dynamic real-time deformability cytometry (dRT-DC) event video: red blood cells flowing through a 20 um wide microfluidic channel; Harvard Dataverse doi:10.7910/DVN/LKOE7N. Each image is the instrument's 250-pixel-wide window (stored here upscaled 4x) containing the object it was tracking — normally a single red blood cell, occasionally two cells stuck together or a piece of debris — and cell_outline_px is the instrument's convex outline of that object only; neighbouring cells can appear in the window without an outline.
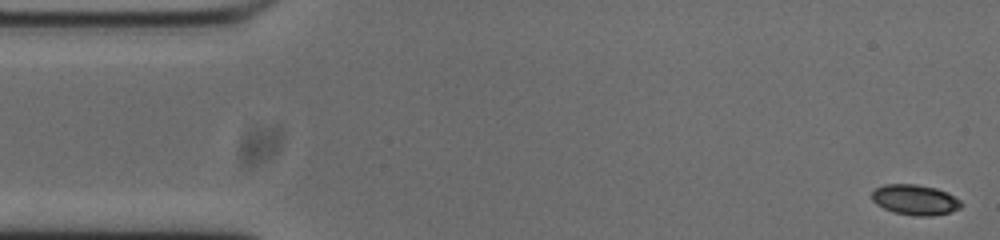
{"species": "common noctule bat (a hibernating species)", "species_latin": "Nyctalus noctula", "temperature_condition": "cold", "stored_images_in_passage": 52, "camera_frame_rate_fps": 3000, "um_per_image_px": 0.085, "animal": {"sex": "male", "body_mass_g": 20.0, "forearm_length_mm": 53.3}, "frame": {"image": 1, "passage_image": 1, "time_ms": 0.0, "image_size_px": [1000, 240], "cell_outline_px": [[960, 208], [948, 212], [928, 216], [916, 216], [896, 212], [884, 208], [876, 204], [872, 200], [872, 192], [876, 188], [884, 184], [916, 184], [936, 188], [960, 200]], "centroid_in_image_um": [77.73, 16.97], "position_along_channel_um": 7.3, "area_um2": 15.43}}
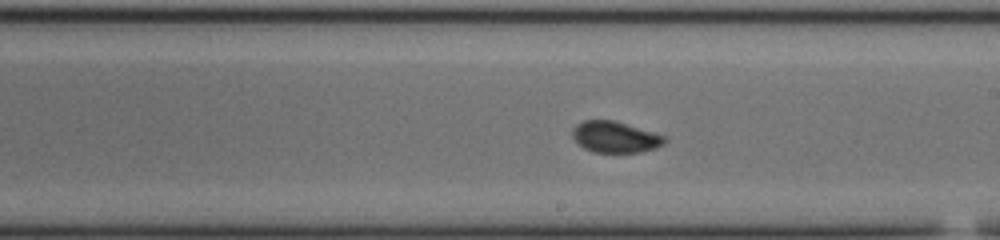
{"frame": {"image": 2, "passage_image": 29, "time_ms": 9.333, "image_size_px": [1000, 240], "cell_outline_px": [[668, 140], [664, 144], [656, 148], [640, 152], [592, 152], [584, 148], [572, 136], [572, 128], [576, 124], [584, 120], [612, 120], [664, 136]], "centroid_in_image_um": [52.27, 11.65], "position_along_channel_um": 236.7, "area_um2": 16.53}}
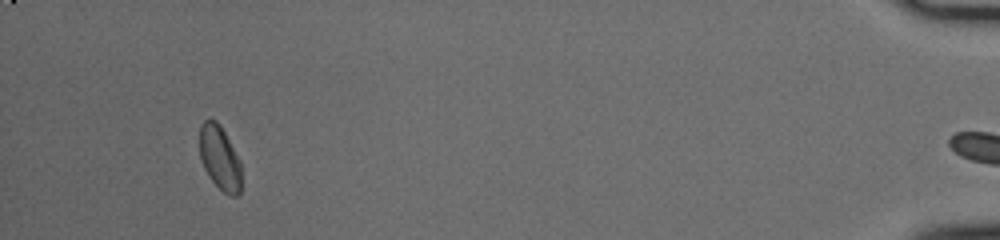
{"frame": {"image": 3, "passage_image": 50, "time_ms": 16.333, "image_size_px": [1000, 240], "cell_outline_px": [[240, 192], [236, 196], [228, 196], [208, 176], [200, 160], [200, 124], [204, 120], [216, 120], [220, 124], [240, 160]], "centroid_in_image_um": [18.67, 13.41], "position_along_channel_um": 416.5, "area_um2": 15.55}, "authors_computed_cell_mechanics": {"area_um2": 16.2996, "velocity_mm_per_s": 3.767, "shape_relaxation_time_tau1_ms": 3.3357, "shape_relaxation_time_tau2_ms": 1.3322, "deformation_change_tau1": 0.071, "deformation_change_tau2": 0.0344}}